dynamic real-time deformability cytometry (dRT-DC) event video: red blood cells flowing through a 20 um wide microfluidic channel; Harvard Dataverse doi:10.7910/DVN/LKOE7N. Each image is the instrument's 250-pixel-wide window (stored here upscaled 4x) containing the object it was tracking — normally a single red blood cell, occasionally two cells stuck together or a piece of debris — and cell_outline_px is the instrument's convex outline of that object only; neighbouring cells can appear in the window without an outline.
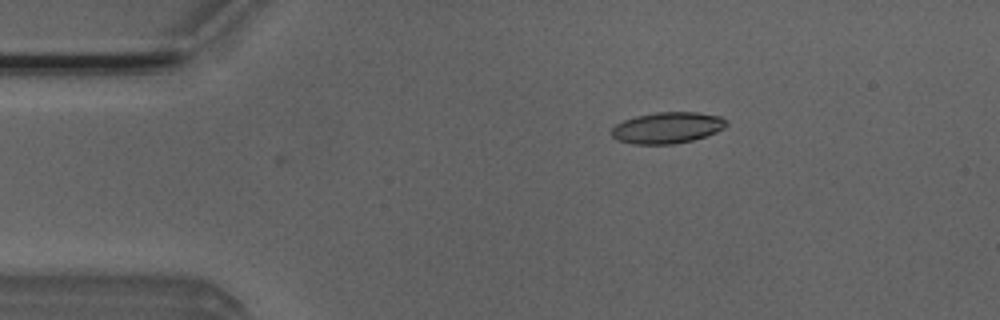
{"species": "Egyptian fruit bat (a non-hibernating species)", "species_latin": "Rousettus aegyptiacus", "temperature_condition": "room temperature", "stored_images_in_passage": 7, "camera_frame_rate_fps": 3000, "um_per_image_px": 0.085, "animal": {"sex": "male"}, "frame": {"image": 1, "passage_image": 1, "time_ms": 0.0, "image_size_px": [1000, 320], "cell_outline_px": [[728, 124], [724, 128], [716, 132], [692, 140], [672, 144], [632, 144], [616, 140], [612, 136], [612, 128], [616, 124], [624, 120], [636, 116], [656, 112], [696, 112], [720, 116]], "centroid_in_image_um": [56.7, 10.86], "position_along_channel_um": 28.3, "area_um2": 20.81}}